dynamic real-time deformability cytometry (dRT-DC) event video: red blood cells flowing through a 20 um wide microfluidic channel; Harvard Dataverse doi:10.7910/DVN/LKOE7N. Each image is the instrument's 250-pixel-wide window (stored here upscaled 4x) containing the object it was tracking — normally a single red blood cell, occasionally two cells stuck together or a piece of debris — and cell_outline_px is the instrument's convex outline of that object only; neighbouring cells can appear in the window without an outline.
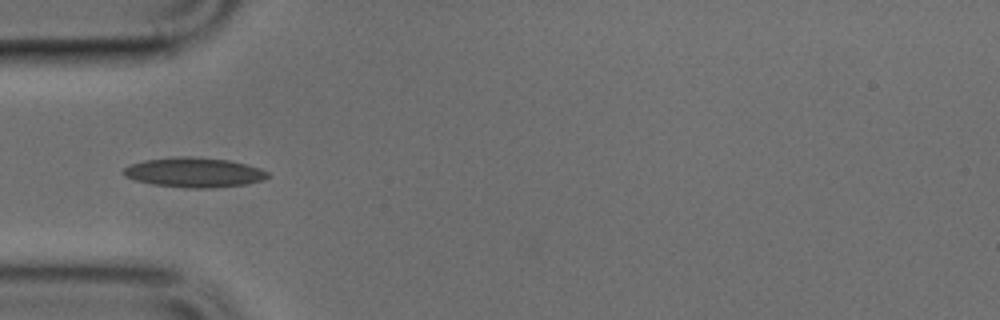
{"species": "common noctule bat (a hibernating species)", "species_latin": "Nyctalus noctula", "temperature_condition": "cold", "stored_images_in_passage": 35, "camera_frame_rate_fps": 3000, "um_per_image_px": 0.085, "animal": {"sex": "male", "body_mass_g": 17.9, "forearm_length_mm": 54.2}, "frame": {"image": 1, "passage_image": 1, "time_ms": 0.0, "image_size_px": [1000, 320], "cell_outline_px": [[268, 176], [260, 180], [244, 184], [212, 188], [188, 188], [152, 184], [136, 180], [124, 176], [124, 168], [132, 164], [144, 160], [184, 156], [188, 156], [228, 160], [260, 168], [268, 172]], "centroid_in_image_um": [16.48, 14.66], "position_along_channel_um": 68.5, "area_um2": 24.57}}
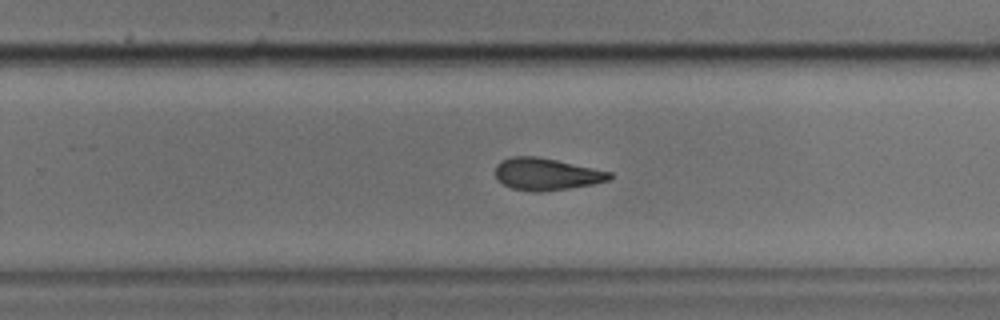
{"frame": {"image": 2, "passage_image": 17, "time_ms": 5.333, "image_size_px": [1000, 320], "cell_outline_px": [[612, 180], [592, 184], [544, 192], [532, 192], [512, 188], [504, 184], [496, 176], [496, 164], [500, 160], [512, 156], [536, 156], [556, 160], [612, 172]], "centroid_in_image_um": [46.45, 14.8], "position_along_channel_um": 283.4, "area_um2": 21.33}}
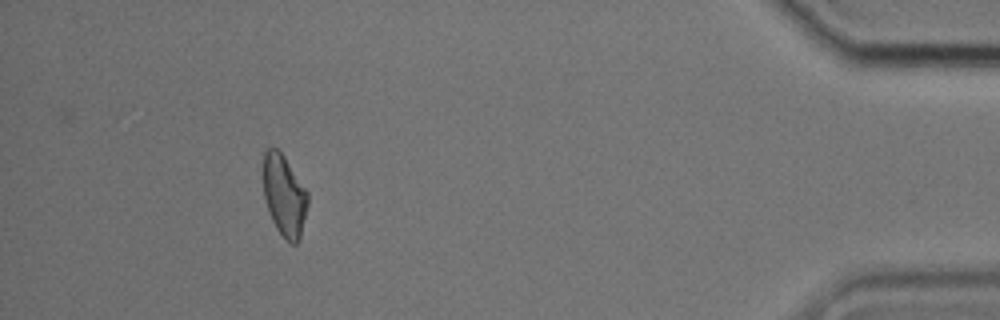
{"frame": {"image": 3, "passage_image": 31, "time_ms": 10.0, "image_size_px": [1000, 320], "cell_outline_px": [[308, 204], [300, 240], [296, 244], [292, 244], [284, 240], [276, 228], [268, 212], [264, 196], [264, 152], [268, 148], [276, 148], [284, 156], [308, 192]], "centroid_in_image_um": [24.18, 16.67], "position_along_channel_um": 411.0, "area_um2": 21.15}}